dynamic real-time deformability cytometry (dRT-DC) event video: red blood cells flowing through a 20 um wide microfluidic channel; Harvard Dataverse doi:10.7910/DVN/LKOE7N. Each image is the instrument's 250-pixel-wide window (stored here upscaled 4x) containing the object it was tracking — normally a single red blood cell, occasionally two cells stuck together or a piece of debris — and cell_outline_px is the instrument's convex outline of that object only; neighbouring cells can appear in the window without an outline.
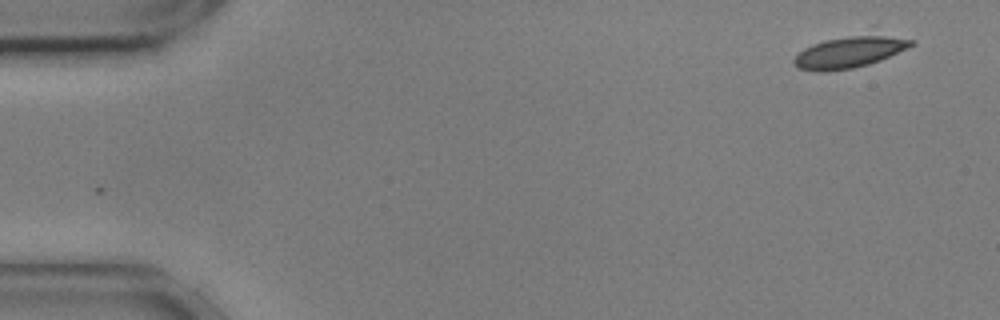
{"species": "common noctule bat (a hibernating species)", "species_latin": "Nyctalus noctula", "temperature_condition": "cold", "stored_images_in_passage": 37, "camera_frame_rate_fps": 3000, "um_per_image_px": 0.085, "animal": {"sex": "male", "body_mass_g": 17.9, "forearm_length_mm": 54.2}, "frame": {"image": 1, "passage_image": 1, "time_ms": 0.0, "image_size_px": [1000, 320], "cell_outline_px": [[916, 44], [908, 48], [880, 60], [868, 64], [852, 68], [828, 72], [820, 72], [800, 68], [792, 60], [804, 48], [812, 44], [824, 40], [876, 24], [916, 40]], "centroid_in_image_um": [72.49, 4.21], "position_along_channel_um": 12.5, "area_um2": 24.45}}
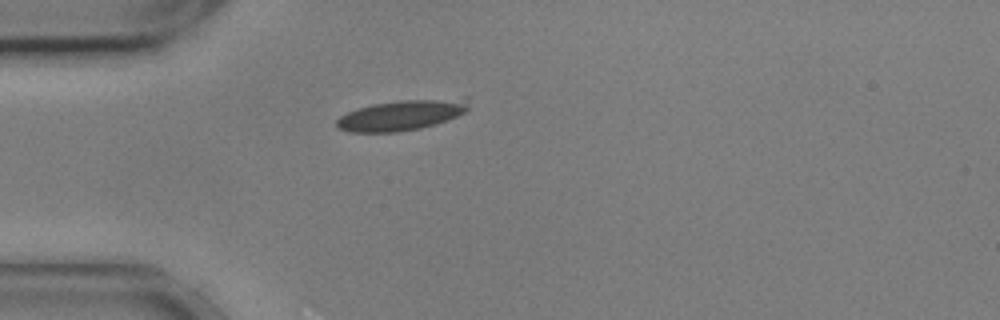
{"frame": {"image": 2, "passage_image": 13, "time_ms": 4.0, "image_size_px": [1000, 320], "cell_outline_px": [[468, 108], [464, 112], [448, 120], [436, 124], [420, 128], [400, 132], [348, 132], [336, 128], [336, 120], [340, 116], [356, 108], [372, 104], [404, 100], [464, 96], [468, 96]], "centroid_in_image_um": [34.17, 9.76], "position_along_channel_um": 50.8, "area_um2": 23.93}}